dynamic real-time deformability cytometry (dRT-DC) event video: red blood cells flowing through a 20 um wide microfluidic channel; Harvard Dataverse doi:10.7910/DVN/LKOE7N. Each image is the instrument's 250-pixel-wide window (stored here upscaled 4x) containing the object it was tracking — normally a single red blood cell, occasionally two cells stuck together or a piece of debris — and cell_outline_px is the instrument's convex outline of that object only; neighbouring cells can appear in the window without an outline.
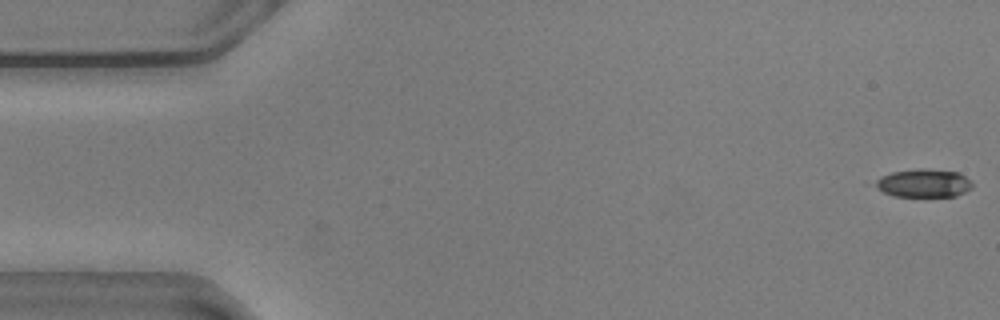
{"species": "common noctule bat (a hibernating species)", "species_latin": "Nyctalus noctula", "temperature_condition": "warm", "stored_images_in_passage": 9, "camera_frame_rate_fps": 3000, "um_per_image_px": 0.085, "animal": {"sex": "male", "body_mass_g": 20.5, "forearm_length_mm": 52.5}, "frame": {"image": 1, "passage_image": 1, "time_ms": 0.0, "image_size_px": [1000, 320], "cell_outline_px": [[972, 188], [956, 196], [892, 196], [876, 188], [876, 180], [880, 176], [892, 172], [920, 168], [924, 168], [960, 172], [972, 180]], "centroid_in_image_um": [78.54, 15.56], "position_along_channel_um": 6.5, "area_um2": 16.07}}